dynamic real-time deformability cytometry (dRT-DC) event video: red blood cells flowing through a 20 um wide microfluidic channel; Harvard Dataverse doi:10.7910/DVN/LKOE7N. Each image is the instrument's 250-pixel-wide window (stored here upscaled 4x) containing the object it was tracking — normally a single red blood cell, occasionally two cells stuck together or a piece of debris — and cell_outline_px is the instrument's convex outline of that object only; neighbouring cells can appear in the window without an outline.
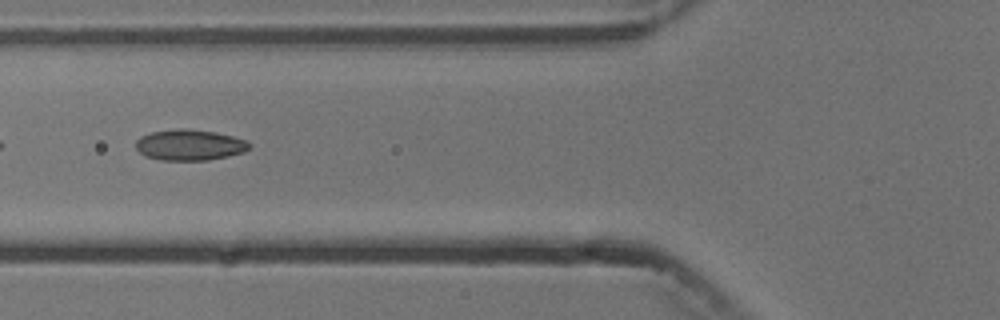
{"species": "common noctule bat (a hibernating species)", "species_latin": "Nyctalus noctula", "temperature_condition": "cold", "stored_images_in_passage": 7, "camera_frame_rate_fps": 3000, "um_per_image_px": 0.085, "animal": {"sex": "male", "body_mass_g": 13.3}, "frame": {"image": 1, "passage_image": 5, "time_ms": 4.667, "image_size_px": [1000, 320], "cell_outline_px": [[252, 144], [244, 152], [228, 156], [208, 160], [160, 160], [144, 156], [136, 148], [136, 140], [140, 136], [152, 132], [176, 128], [184, 128], [216, 132], [248, 140]], "centroid_in_image_um": [16.12, 12.32], "position_along_channel_um": 109.7, "area_um2": 20.58}}
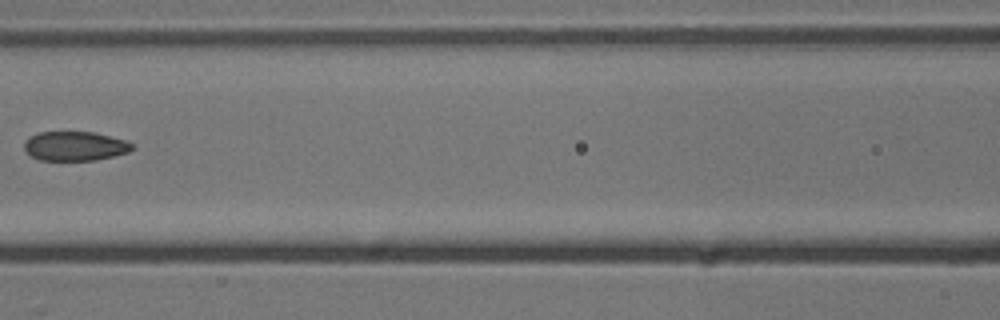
{"frame": {"image": 2, "passage_image": 6, "time_ms": 6.0, "image_size_px": [1000, 320], "cell_outline_px": [[132, 148], [128, 152], [96, 160], [40, 160], [32, 156], [24, 148], [24, 140], [28, 136], [40, 132], [92, 132], [124, 140], [132, 144]], "centroid_in_image_um": [6.31, 12.41], "position_along_channel_um": 160.3, "area_um2": 18.21}}
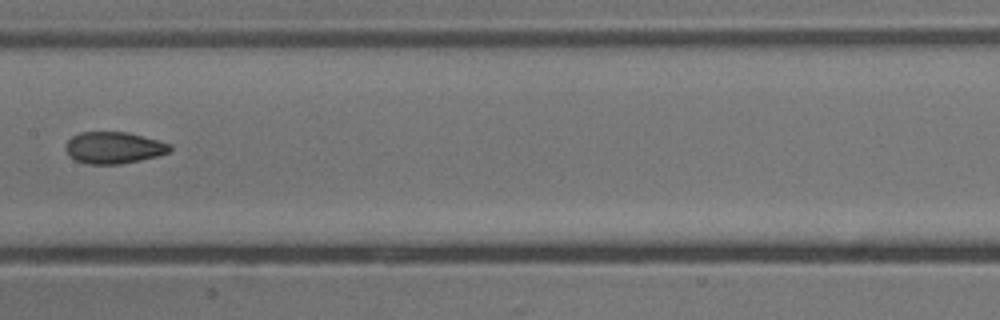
{"frame": {"image": 3, "passage_image": 7, "time_ms": 7.0, "image_size_px": [1000, 320], "cell_outline_px": [[172, 148], [168, 152], [156, 156], [140, 160], [120, 164], [88, 164], [76, 160], [68, 156], [64, 148], [68, 140], [72, 136], [80, 132], [128, 132], [172, 144]], "centroid_in_image_um": [9.64, 12.55], "position_along_channel_um": 197.8, "area_um2": 19.31}}